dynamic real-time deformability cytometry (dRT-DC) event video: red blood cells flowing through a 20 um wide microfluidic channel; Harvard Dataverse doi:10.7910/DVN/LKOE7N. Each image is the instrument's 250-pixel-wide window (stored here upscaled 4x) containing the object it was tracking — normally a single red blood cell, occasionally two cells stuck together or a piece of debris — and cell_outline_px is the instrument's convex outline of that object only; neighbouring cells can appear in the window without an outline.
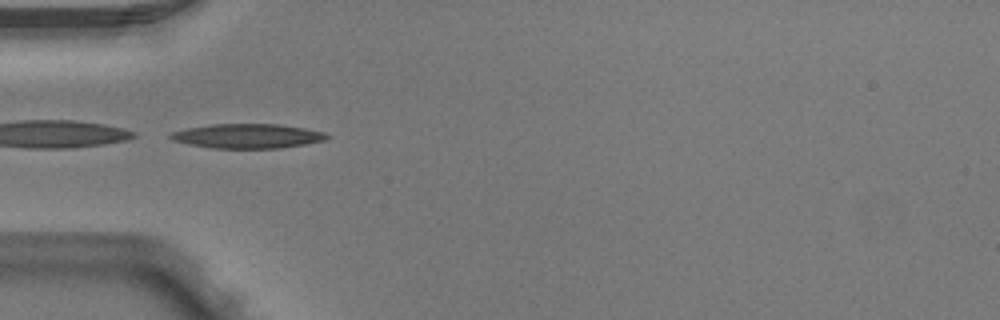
{"species": "Egyptian fruit bat (a non-hibernating species)", "species_latin": "Rousettus aegyptiacus", "temperature_condition": "warm", "stored_images_in_passage": 6, "camera_frame_rate_fps": 3000, "um_per_image_px": 0.085, "animal": {"sex": "male"}, "frame": {"image": 1, "passage_image": 4, "time_ms": 1.0, "image_size_px": [1000, 320], "cell_outline_px": [[332, 136], [324, 140], [304, 144], [280, 148], [212, 148], [188, 144], [172, 140], [168, 136], [168, 132], [188, 128], [212, 124], [280, 124], [304, 128], [324, 132]], "centroid_in_image_um": [21.01, 11.56], "position_along_channel_um": 64.0, "area_um2": 22.31}}
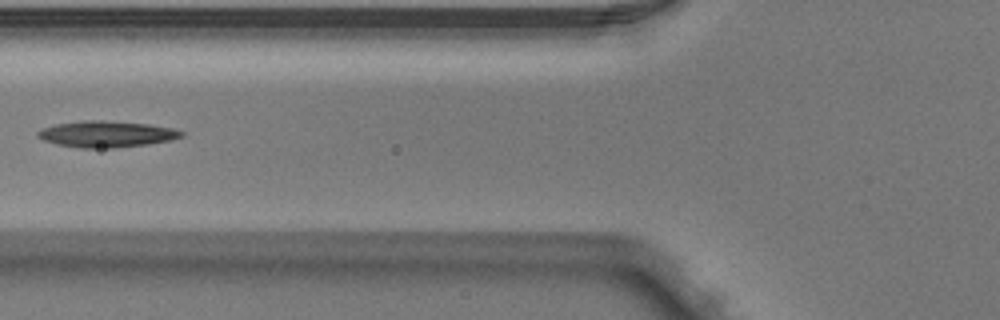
{"frame": {"image": 2, "passage_image": 5, "time_ms": 1.333, "image_size_px": [1000, 320], "cell_outline_px": [[184, 136], [168, 140], [144, 144], [112, 148], [80, 148], [56, 144], [44, 140], [36, 136], [36, 132], [44, 128], [56, 124], [88, 120], [100, 120], [148, 124], [172, 128], [184, 132]], "centroid_in_image_um": [9.02, 11.4], "position_along_channel_um": 116.8, "area_um2": 21.68}}